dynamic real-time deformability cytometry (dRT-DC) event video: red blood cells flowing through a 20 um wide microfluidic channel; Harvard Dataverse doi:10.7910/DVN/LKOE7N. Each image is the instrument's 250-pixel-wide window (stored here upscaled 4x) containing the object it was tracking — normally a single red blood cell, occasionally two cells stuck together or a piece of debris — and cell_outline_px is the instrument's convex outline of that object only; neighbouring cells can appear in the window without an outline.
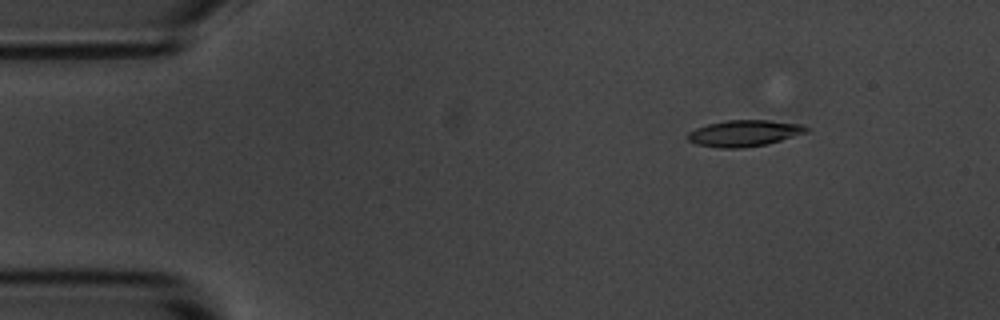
{"species": "common noctule bat (a hibernating species)", "species_latin": "Nyctalus noctula", "temperature_condition": "room temperature", "stored_images_in_passage": 5, "camera_frame_rate_fps": 3000, "um_per_image_px": 0.085, "animal": {"sex": "male", "body_mass_g": 20.1, "forearm_length_mm": 53.5}, "frame": {"image": 1, "passage_image": 2, "time_ms": 1.333, "image_size_px": [1000, 320], "cell_outline_px": [[808, 132], [768, 144], [740, 148], [720, 148], [696, 144], [688, 140], [688, 132], [696, 128], [708, 124], [728, 120], [768, 120], [804, 124], [808, 128]], "centroid_in_image_um": [63.28, 11.32], "position_along_channel_um": 21.7, "area_um2": 18.21}}
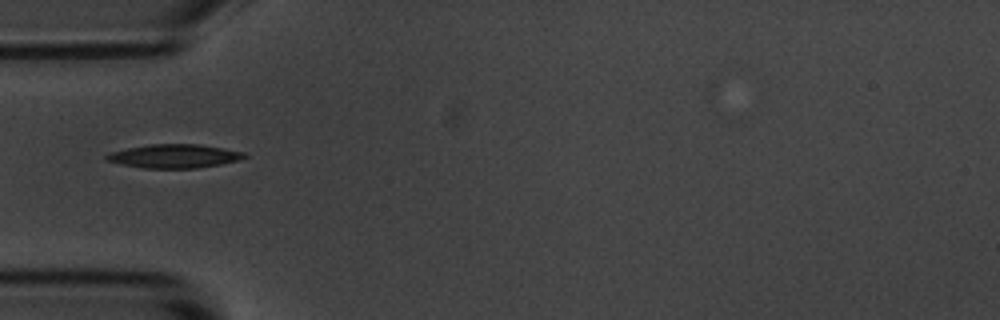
{"frame": {"image": 2, "passage_image": 5, "time_ms": 4.667, "image_size_px": [1000, 320], "cell_outline_px": [[248, 156], [240, 160], [220, 164], [196, 168], [144, 168], [120, 164], [104, 160], [104, 156], [112, 152], [128, 148], [148, 144], [200, 144], [224, 148], [244, 152]], "centroid_in_image_um": [14.81, 13.27], "position_along_channel_um": 70.2, "area_um2": 19.07}}